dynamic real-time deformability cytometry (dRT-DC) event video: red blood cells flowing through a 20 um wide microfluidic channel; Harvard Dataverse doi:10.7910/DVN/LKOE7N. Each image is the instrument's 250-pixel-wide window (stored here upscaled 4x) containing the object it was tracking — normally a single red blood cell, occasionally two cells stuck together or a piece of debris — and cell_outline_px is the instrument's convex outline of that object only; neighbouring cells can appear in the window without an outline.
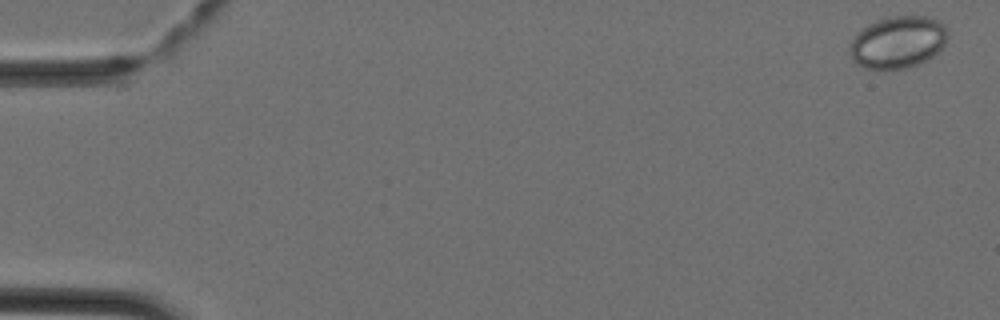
{"species": "Egyptian fruit bat (a non-hibernating species)", "species_latin": "Rousettus aegyptiacus", "temperature_condition": "cold", "stored_images_in_passage": 5, "camera_frame_rate_fps": 3000, "um_per_image_px": 0.085, "animal": {"sex": "female"}, "frame": {"image": 1, "passage_image": 1, "time_ms": 0.0, "image_size_px": [1000, 320], "cell_outline_px": [[948, 36], [944, 44], [932, 56], [916, 64], [904, 68], [864, 68], [856, 64], [852, 60], [848, 52], [848, 48], [856, 32], [876, 20], [892, 16], [928, 16], [940, 20], [948, 28]], "centroid_in_image_um": [76.3, 3.55], "position_along_channel_um": 8.7, "area_um2": 29.77}}